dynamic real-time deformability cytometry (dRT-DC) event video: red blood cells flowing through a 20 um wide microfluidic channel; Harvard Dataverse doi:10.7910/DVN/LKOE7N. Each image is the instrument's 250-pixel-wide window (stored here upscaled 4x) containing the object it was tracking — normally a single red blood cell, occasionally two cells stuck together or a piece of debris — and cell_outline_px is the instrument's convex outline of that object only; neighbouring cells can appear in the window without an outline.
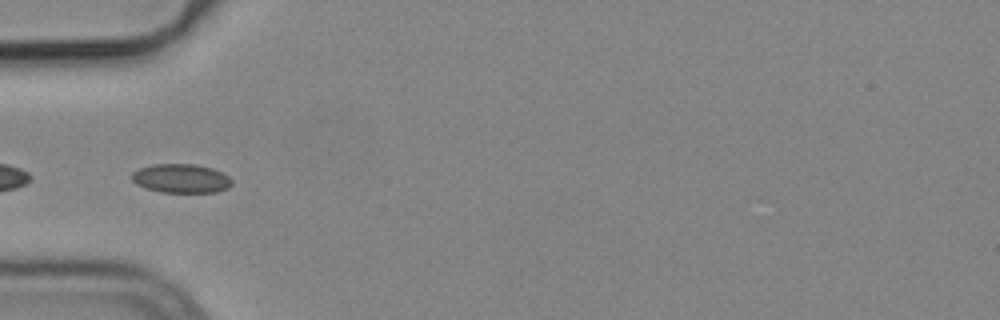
{"species": "common noctule bat (a hibernating species)", "species_latin": "Nyctalus noctula", "temperature_condition": "cold", "stored_images_in_passage": 6, "camera_frame_rate_fps": 3000, "um_per_image_px": 0.085, "animal": {"sex": "male", "body_mass_g": 19.2, "forearm_length_mm": 51.8}, "frame": {"image": 1, "passage_image": 4, "time_ms": 1.0, "image_size_px": [1000, 320], "cell_outline_px": [[232, 184], [228, 188], [216, 192], [160, 192], [136, 184], [132, 180], [132, 172], [140, 168], [152, 164], [196, 164], [212, 168], [228, 176], [232, 180]], "centroid_in_image_um": [15.4, 15.16], "position_along_channel_um": 69.6, "area_um2": 16.82}}
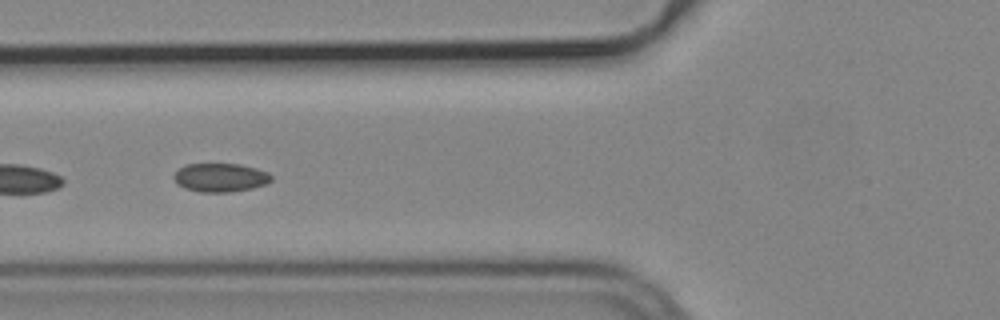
{"frame": {"image": 2, "passage_image": 5, "time_ms": 1.333, "image_size_px": [1000, 320], "cell_outline_px": [[272, 180], [264, 184], [252, 188], [228, 192], [200, 192], [184, 188], [176, 184], [172, 176], [184, 164], [240, 164], [256, 168], [268, 172], [272, 176]], "centroid_in_image_um": [18.7, 15.09], "position_along_channel_um": 107.1, "area_um2": 16.3}}
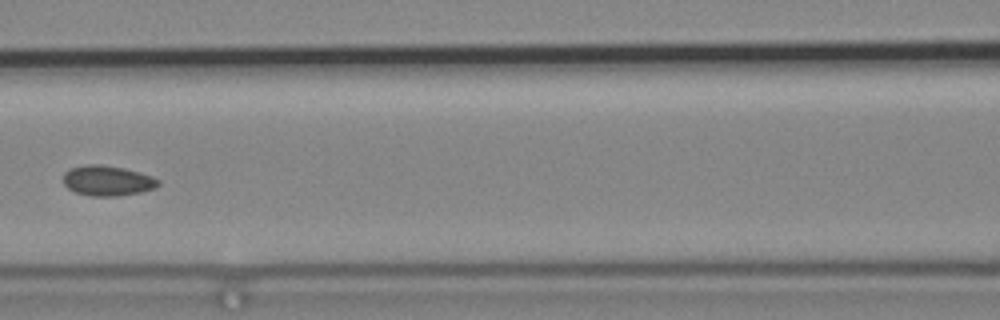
{"frame": {"image": 3, "passage_image": 6, "time_ms": 1.667, "image_size_px": [1000, 320], "cell_outline_px": [[160, 184], [156, 188], [140, 192], [116, 196], [92, 196], [76, 192], [68, 188], [64, 184], [64, 172], [72, 168], [88, 164], [100, 164], [124, 168], [140, 172], [152, 176], [160, 180]], "centroid_in_image_um": [9.17, 15.35], "position_along_channel_um": 157.4, "area_um2": 16.7}}